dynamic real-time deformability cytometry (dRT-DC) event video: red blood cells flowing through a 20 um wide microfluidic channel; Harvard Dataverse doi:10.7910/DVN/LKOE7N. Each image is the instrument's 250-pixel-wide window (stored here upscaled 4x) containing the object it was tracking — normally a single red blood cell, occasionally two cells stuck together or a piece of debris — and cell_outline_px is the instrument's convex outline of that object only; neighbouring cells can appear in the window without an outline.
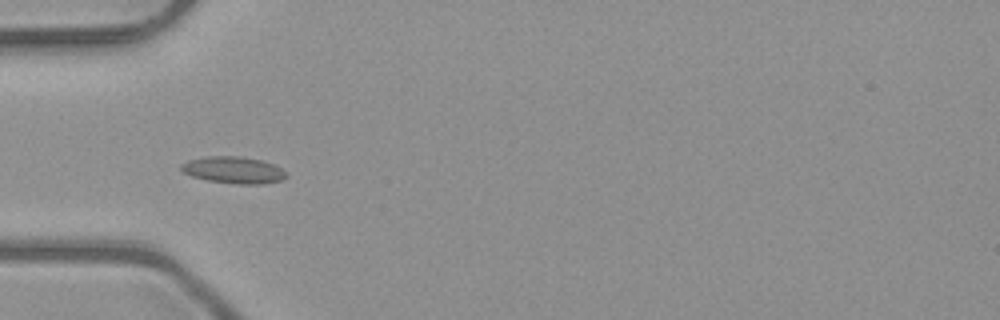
{"species": "common noctule bat (a hibernating species)", "species_latin": "Nyctalus noctula", "temperature_condition": "room temperature", "stored_images_in_passage": 7, "camera_frame_rate_fps": 3000, "um_per_image_px": 0.085, "animal": {"sex": "male", "body_mass_g": 23.1, "forearm_length_mm": 52.7}, "frame": {"image": 1, "passage_image": 4, "time_ms": 1.0, "image_size_px": [1000, 320], "cell_outline_px": [[288, 176], [280, 180], [264, 184], [236, 184], [208, 180], [192, 176], [184, 172], [180, 168], [180, 164], [188, 160], [208, 156], [240, 156], [260, 160], [272, 164], [288, 172]], "centroid_in_image_um": [19.85, 14.45], "position_along_channel_um": 65.1, "area_um2": 16.36}}
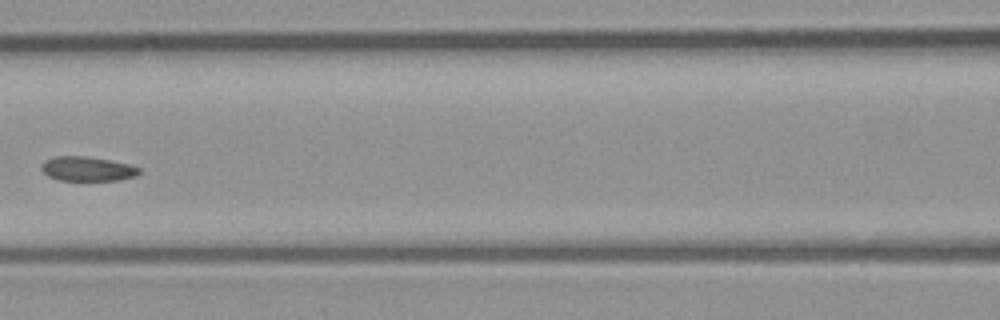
{"frame": {"image": 2, "passage_image": 6, "time_ms": 1.667, "image_size_px": [1000, 320], "cell_outline_px": [[140, 172], [136, 176], [120, 180], [56, 180], [48, 176], [40, 168], [40, 164], [44, 160], [52, 156], [88, 156], [128, 164], [140, 168]], "centroid_in_image_um": [7.38, 14.35], "position_along_channel_um": 159.2, "area_um2": 14.05}}
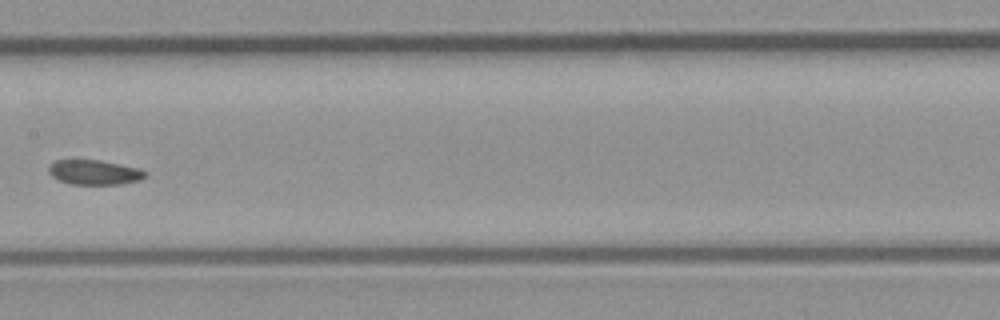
{"frame": {"image": 3, "passage_image": 7, "time_ms": 2.0, "image_size_px": [1000, 320], "cell_outline_px": [[148, 176], [140, 180], [120, 184], [72, 184], [60, 180], [52, 176], [48, 172], [48, 164], [52, 160], [100, 160], [136, 168], [148, 172]], "centroid_in_image_um": [8.0, 14.64], "position_along_channel_um": 199.4, "area_um2": 13.93}}